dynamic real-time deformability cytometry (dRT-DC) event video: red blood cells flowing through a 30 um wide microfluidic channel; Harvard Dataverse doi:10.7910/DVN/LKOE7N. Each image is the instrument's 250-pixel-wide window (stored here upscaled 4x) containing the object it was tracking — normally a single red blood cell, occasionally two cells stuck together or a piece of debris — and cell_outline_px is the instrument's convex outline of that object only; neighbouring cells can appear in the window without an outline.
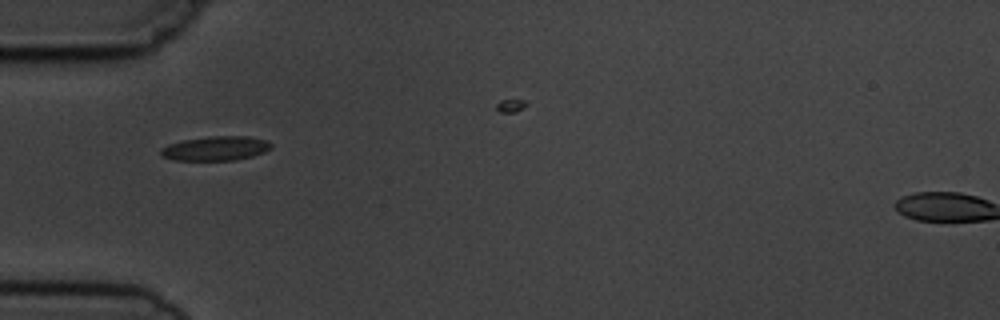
{"species": "common noctule bat (a hibernating species)", "species_latin": "Nyctalus noctula", "temperature_condition": "cold", "stored_images_in_passage": 3, "camera_frame_rate_fps": 3000, "um_per_image_px": 0.085, "animal": {"sex": "male", "body_mass_g": 19.5, "forearm_length_mm": 54.6}, "frame": {"image": 1, "passage_image": 1, "time_ms": 0.0, "image_size_px": [1000, 320], "cell_outline_px": [[272, 148], [264, 152], [252, 156], [236, 160], [172, 160], [160, 156], [160, 148], [168, 144], [184, 140], [208, 136], [248, 136], [268, 140], [272, 144]], "centroid_in_image_um": [18.33, 12.61], "position_along_channel_um": 66.7, "area_um2": 15.84}}
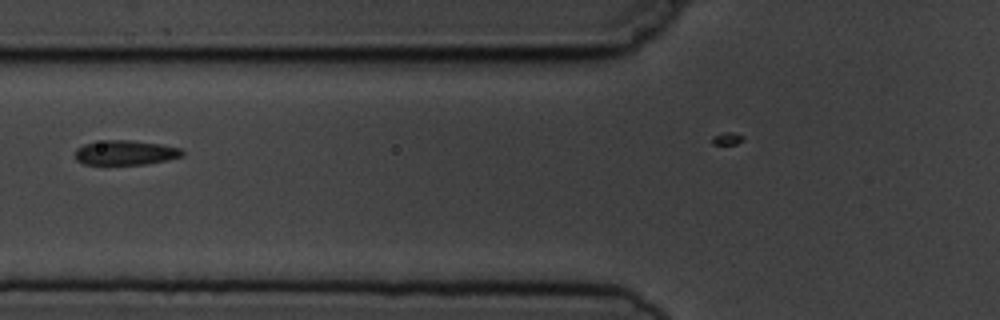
{"frame": {"image": 2, "passage_image": 2, "time_ms": 1.333, "image_size_px": [1000, 320], "cell_outline_px": [[184, 156], [168, 160], [148, 164], [108, 168], [84, 164], [76, 160], [76, 148], [84, 144], [104, 140], [128, 140], [160, 144], [180, 148], [184, 152]], "centroid_in_image_um": [10.62, 13.04], "position_along_channel_um": 115.2, "area_um2": 16.3}}